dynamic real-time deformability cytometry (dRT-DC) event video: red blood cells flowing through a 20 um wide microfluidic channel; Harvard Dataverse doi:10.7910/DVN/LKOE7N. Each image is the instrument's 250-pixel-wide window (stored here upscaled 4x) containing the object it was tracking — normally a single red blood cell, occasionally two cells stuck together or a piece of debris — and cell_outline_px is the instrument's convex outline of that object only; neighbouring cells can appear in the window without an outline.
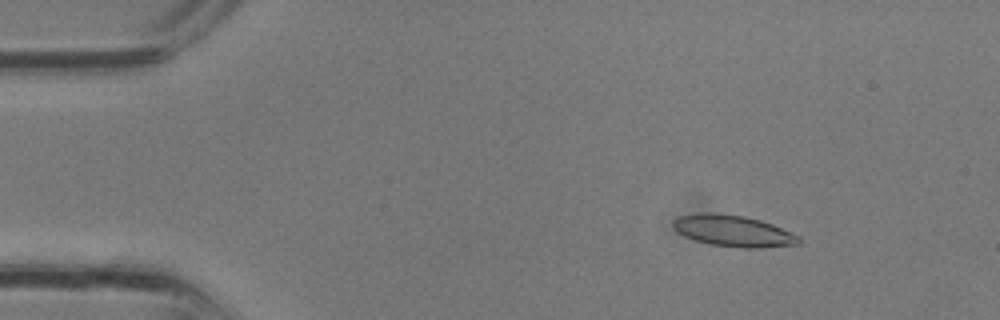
{"species": "common noctule bat (a hibernating species)", "species_latin": "Nyctalus noctula", "temperature_condition": "room temperature", "stored_images_in_passage": 18, "camera_frame_rate_fps": 3000, "um_per_image_px": 0.085, "animal": {"sex": "male", "body_mass_g": 13.3}, "frame": {"image": 1, "passage_image": 5, "time_ms": 1.333, "image_size_px": [1000, 320], "cell_outline_px": [[800, 244], [764, 248], [744, 248], [712, 244], [696, 240], [684, 236], [672, 228], [672, 220], [680, 216], [708, 212], [712, 212], [744, 216], [760, 220], [772, 224], [800, 236]], "centroid_in_image_um": [62.33, 19.63], "position_along_channel_um": 22.7, "area_um2": 22.95}}
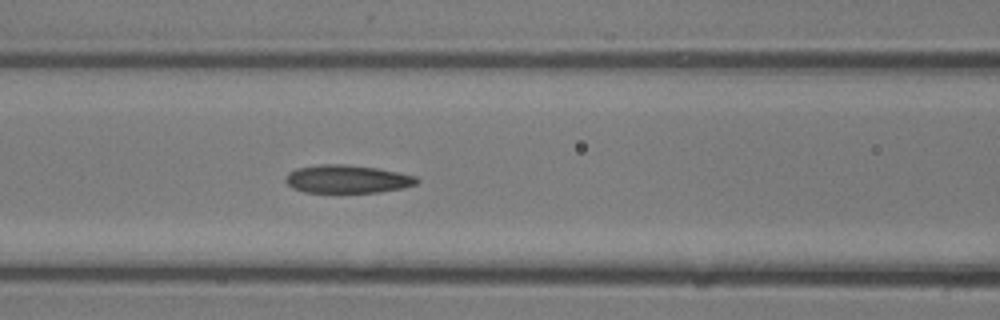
{"frame": {"image": 2, "passage_image": 14, "time_ms": 4.333, "image_size_px": [1000, 320], "cell_outline_px": [[420, 180], [416, 184], [404, 188], [376, 192], [304, 192], [292, 188], [284, 180], [288, 172], [296, 168], [316, 164], [348, 164], [380, 168], [416, 176]], "centroid_in_image_um": [29.51, 15.2], "position_along_channel_um": 137.1, "area_um2": 21.73}}
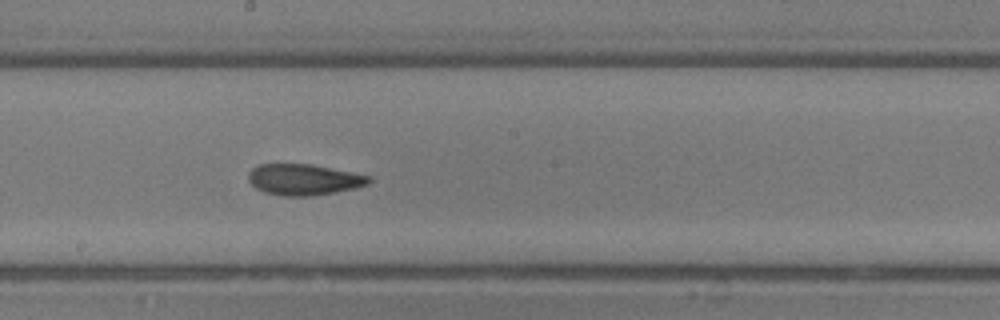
{"frame": {"image": 3, "passage_image": 18, "time_ms": 5.667, "image_size_px": [1000, 320], "cell_outline_px": [[372, 180], [368, 184], [356, 188], [336, 192], [312, 196], [284, 196], [264, 192], [256, 188], [248, 180], [248, 172], [252, 168], [260, 164], [312, 164], [372, 176]], "centroid_in_image_um": [25.84, 15.26], "position_along_channel_um": 222.4, "area_um2": 21.96}}